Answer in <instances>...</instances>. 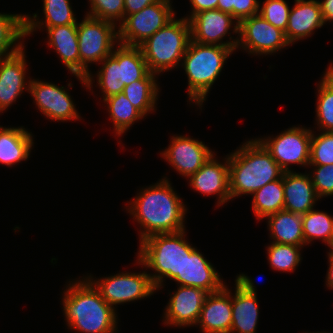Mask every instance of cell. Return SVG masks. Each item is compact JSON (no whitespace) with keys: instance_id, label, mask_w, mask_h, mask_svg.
Returning <instances> with one entry per match:
<instances>
[{"instance_id":"1","label":"cell","mask_w":333,"mask_h":333,"mask_svg":"<svg viewBox=\"0 0 333 333\" xmlns=\"http://www.w3.org/2000/svg\"><path fill=\"white\" fill-rule=\"evenodd\" d=\"M169 173L150 185L137 186L136 194L123 202L122 211L132 220L137 243L154 234L174 233L187 229L189 203L175 189ZM186 201V202H185ZM188 205V206H187Z\"/></svg>"},{"instance_id":"2","label":"cell","mask_w":333,"mask_h":333,"mask_svg":"<svg viewBox=\"0 0 333 333\" xmlns=\"http://www.w3.org/2000/svg\"><path fill=\"white\" fill-rule=\"evenodd\" d=\"M61 288L59 304L65 330L70 333H122L120 314L104 301L83 274L70 276Z\"/></svg>"},{"instance_id":"3","label":"cell","mask_w":333,"mask_h":333,"mask_svg":"<svg viewBox=\"0 0 333 333\" xmlns=\"http://www.w3.org/2000/svg\"><path fill=\"white\" fill-rule=\"evenodd\" d=\"M235 54L237 53L230 47L203 45L190 40L178 69L183 70L184 79H187L186 107L192 108V111L195 110L201 116L211 91L226 69L228 59Z\"/></svg>"},{"instance_id":"4","label":"cell","mask_w":333,"mask_h":333,"mask_svg":"<svg viewBox=\"0 0 333 333\" xmlns=\"http://www.w3.org/2000/svg\"><path fill=\"white\" fill-rule=\"evenodd\" d=\"M228 152L231 202L250 197L267 183L280 179L284 171L255 137L246 138Z\"/></svg>"},{"instance_id":"5","label":"cell","mask_w":333,"mask_h":333,"mask_svg":"<svg viewBox=\"0 0 333 333\" xmlns=\"http://www.w3.org/2000/svg\"><path fill=\"white\" fill-rule=\"evenodd\" d=\"M187 231L154 234L138 243L134 256L145 266L157 290L170 285L176 277H183L186 252L197 248L189 241Z\"/></svg>"},{"instance_id":"6","label":"cell","mask_w":333,"mask_h":333,"mask_svg":"<svg viewBox=\"0 0 333 333\" xmlns=\"http://www.w3.org/2000/svg\"><path fill=\"white\" fill-rule=\"evenodd\" d=\"M95 69L85 79L87 95H92L97 105L105 98L123 92L126 85L143 79L150 72L140 47L120 43Z\"/></svg>"},{"instance_id":"7","label":"cell","mask_w":333,"mask_h":333,"mask_svg":"<svg viewBox=\"0 0 333 333\" xmlns=\"http://www.w3.org/2000/svg\"><path fill=\"white\" fill-rule=\"evenodd\" d=\"M37 76L31 77L29 84V95L28 97L32 100L33 108L35 107L36 112L44 117L45 121L48 120L50 123L65 124V123H84L85 117L82 112L79 111L78 102L75 101L71 92L74 88V81L78 82L83 91L87 93L86 79L81 76L66 74L65 77L67 84H58L55 81L36 78ZM73 77V78H72ZM70 78V79H69ZM74 80V81H73Z\"/></svg>"},{"instance_id":"8","label":"cell","mask_w":333,"mask_h":333,"mask_svg":"<svg viewBox=\"0 0 333 333\" xmlns=\"http://www.w3.org/2000/svg\"><path fill=\"white\" fill-rule=\"evenodd\" d=\"M132 261L134 262L131 265L128 264L127 267L124 266L122 271L118 270L108 275L95 276L97 274L92 271H87L84 274L99 290L104 301L117 313L121 312L118 311L119 307L122 308L127 304L130 305L146 299L151 300L152 296L158 295L156 286L142 262L136 256Z\"/></svg>"},{"instance_id":"9","label":"cell","mask_w":333,"mask_h":333,"mask_svg":"<svg viewBox=\"0 0 333 333\" xmlns=\"http://www.w3.org/2000/svg\"><path fill=\"white\" fill-rule=\"evenodd\" d=\"M190 40L189 21L178 15L139 47L149 71L161 77L178 71Z\"/></svg>"},{"instance_id":"10","label":"cell","mask_w":333,"mask_h":333,"mask_svg":"<svg viewBox=\"0 0 333 333\" xmlns=\"http://www.w3.org/2000/svg\"><path fill=\"white\" fill-rule=\"evenodd\" d=\"M82 15L83 18L77 22V36L80 76L85 78L93 67L112 54L119 41L118 26L115 23Z\"/></svg>"},{"instance_id":"11","label":"cell","mask_w":333,"mask_h":333,"mask_svg":"<svg viewBox=\"0 0 333 333\" xmlns=\"http://www.w3.org/2000/svg\"><path fill=\"white\" fill-rule=\"evenodd\" d=\"M272 133L255 137L270 152L281 169L284 172H294L297 171L296 168L307 171L312 137L310 126L298 123L282 129L276 134Z\"/></svg>"},{"instance_id":"12","label":"cell","mask_w":333,"mask_h":333,"mask_svg":"<svg viewBox=\"0 0 333 333\" xmlns=\"http://www.w3.org/2000/svg\"><path fill=\"white\" fill-rule=\"evenodd\" d=\"M292 46L287 41L284 31L274 27L259 14L242 20L238 29V45L235 52L256 59L282 53Z\"/></svg>"},{"instance_id":"13","label":"cell","mask_w":333,"mask_h":333,"mask_svg":"<svg viewBox=\"0 0 333 333\" xmlns=\"http://www.w3.org/2000/svg\"><path fill=\"white\" fill-rule=\"evenodd\" d=\"M168 145L159 148L158 158L166 162L169 170H173L184 181L195 174L205 162L217 152L203 139L193 137L189 133H169ZM171 168V169H170Z\"/></svg>"},{"instance_id":"14","label":"cell","mask_w":333,"mask_h":333,"mask_svg":"<svg viewBox=\"0 0 333 333\" xmlns=\"http://www.w3.org/2000/svg\"><path fill=\"white\" fill-rule=\"evenodd\" d=\"M173 1L159 0L137 13L126 16L118 25L119 43L139 47L179 14Z\"/></svg>"},{"instance_id":"15","label":"cell","mask_w":333,"mask_h":333,"mask_svg":"<svg viewBox=\"0 0 333 333\" xmlns=\"http://www.w3.org/2000/svg\"><path fill=\"white\" fill-rule=\"evenodd\" d=\"M169 286L161 287L157 294L167 290L169 298L164 304L161 314V324L163 327L174 329H194L202 310L207 291L190 286L175 285L174 289H166ZM192 327V328H191Z\"/></svg>"},{"instance_id":"16","label":"cell","mask_w":333,"mask_h":333,"mask_svg":"<svg viewBox=\"0 0 333 333\" xmlns=\"http://www.w3.org/2000/svg\"><path fill=\"white\" fill-rule=\"evenodd\" d=\"M27 44V45H26ZM14 54L0 58V115L13 109L23 96L29 95L31 61H28V43ZM28 58V59H27ZM25 94V95H24ZM12 107V108H11ZM6 112V113H5Z\"/></svg>"},{"instance_id":"17","label":"cell","mask_w":333,"mask_h":333,"mask_svg":"<svg viewBox=\"0 0 333 333\" xmlns=\"http://www.w3.org/2000/svg\"><path fill=\"white\" fill-rule=\"evenodd\" d=\"M191 40L203 45L230 47L238 45L239 23L231 14L218 9L201 11L188 19Z\"/></svg>"},{"instance_id":"18","label":"cell","mask_w":333,"mask_h":333,"mask_svg":"<svg viewBox=\"0 0 333 333\" xmlns=\"http://www.w3.org/2000/svg\"><path fill=\"white\" fill-rule=\"evenodd\" d=\"M224 155L215 152L205 164L188 179L185 180L196 194L210 198H215V209H222L231 202L229 190V161L228 153Z\"/></svg>"},{"instance_id":"19","label":"cell","mask_w":333,"mask_h":333,"mask_svg":"<svg viewBox=\"0 0 333 333\" xmlns=\"http://www.w3.org/2000/svg\"><path fill=\"white\" fill-rule=\"evenodd\" d=\"M24 33L26 43L31 40V37L36 36V34L38 35V33L45 34V38H42L46 45L45 47L57 55L56 58L59 64L65 67L68 74L80 76L77 25L54 26L51 28H24Z\"/></svg>"},{"instance_id":"20","label":"cell","mask_w":333,"mask_h":333,"mask_svg":"<svg viewBox=\"0 0 333 333\" xmlns=\"http://www.w3.org/2000/svg\"><path fill=\"white\" fill-rule=\"evenodd\" d=\"M220 271L210 261L202 249L197 247L193 252H186L183 265V277H176V285L203 289L208 293L220 291L226 284Z\"/></svg>"},{"instance_id":"21","label":"cell","mask_w":333,"mask_h":333,"mask_svg":"<svg viewBox=\"0 0 333 333\" xmlns=\"http://www.w3.org/2000/svg\"><path fill=\"white\" fill-rule=\"evenodd\" d=\"M37 135L24 125L0 124V166L7 169L19 168V165L31 159ZM36 139V140H35Z\"/></svg>"},{"instance_id":"22","label":"cell","mask_w":333,"mask_h":333,"mask_svg":"<svg viewBox=\"0 0 333 333\" xmlns=\"http://www.w3.org/2000/svg\"><path fill=\"white\" fill-rule=\"evenodd\" d=\"M98 107H102L105 111V117L108 119L104 126L110 132V136H112L117 142V147L120 148L121 152L126 151L127 145L124 142L123 137L130 133V129L134 127V124L138 122L142 124V121L146 119V117L136 109L132 103L127 99L123 92L119 94L109 96L105 98ZM110 124V125H109ZM109 129V130H108Z\"/></svg>"},{"instance_id":"23","label":"cell","mask_w":333,"mask_h":333,"mask_svg":"<svg viewBox=\"0 0 333 333\" xmlns=\"http://www.w3.org/2000/svg\"><path fill=\"white\" fill-rule=\"evenodd\" d=\"M285 36L293 47L302 41L313 39L315 32L325 28L318 0H292Z\"/></svg>"},{"instance_id":"24","label":"cell","mask_w":333,"mask_h":333,"mask_svg":"<svg viewBox=\"0 0 333 333\" xmlns=\"http://www.w3.org/2000/svg\"><path fill=\"white\" fill-rule=\"evenodd\" d=\"M231 286L209 293L202 305L199 320L195 326L199 333H230L232 326Z\"/></svg>"},{"instance_id":"25","label":"cell","mask_w":333,"mask_h":333,"mask_svg":"<svg viewBox=\"0 0 333 333\" xmlns=\"http://www.w3.org/2000/svg\"><path fill=\"white\" fill-rule=\"evenodd\" d=\"M283 190L286 211L305 214L322 203L307 171L284 172Z\"/></svg>"},{"instance_id":"26","label":"cell","mask_w":333,"mask_h":333,"mask_svg":"<svg viewBox=\"0 0 333 333\" xmlns=\"http://www.w3.org/2000/svg\"><path fill=\"white\" fill-rule=\"evenodd\" d=\"M41 10L24 12V28H51L54 26L77 25L78 10L72 0H41Z\"/></svg>"},{"instance_id":"27","label":"cell","mask_w":333,"mask_h":333,"mask_svg":"<svg viewBox=\"0 0 333 333\" xmlns=\"http://www.w3.org/2000/svg\"><path fill=\"white\" fill-rule=\"evenodd\" d=\"M232 302V326L230 333H257L260 320L259 295L243 291L230 282Z\"/></svg>"},{"instance_id":"28","label":"cell","mask_w":333,"mask_h":333,"mask_svg":"<svg viewBox=\"0 0 333 333\" xmlns=\"http://www.w3.org/2000/svg\"><path fill=\"white\" fill-rule=\"evenodd\" d=\"M160 77L149 72L143 79L133 81L124 87L123 93L146 118L157 114L160 97H162V86Z\"/></svg>"},{"instance_id":"29","label":"cell","mask_w":333,"mask_h":333,"mask_svg":"<svg viewBox=\"0 0 333 333\" xmlns=\"http://www.w3.org/2000/svg\"><path fill=\"white\" fill-rule=\"evenodd\" d=\"M264 220L269 242L305 246L302 214L281 210L268 215Z\"/></svg>"},{"instance_id":"30","label":"cell","mask_w":333,"mask_h":333,"mask_svg":"<svg viewBox=\"0 0 333 333\" xmlns=\"http://www.w3.org/2000/svg\"><path fill=\"white\" fill-rule=\"evenodd\" d=\"M316 81L314 93L315 118L312 130L333 132V69L327 64Z\"/></svg>"},{"instance_id":"31","label":"cell","mask_w":333,"mask_h":333,"mask_svg":"<svg viewBox=\"0 0 333 333\" xmlns=\"http://www.w3.org/2000/svg\"><path fill=\"white\" fill-rule=\"evenodd\" d=\"M250 198V208L257 223L263 222L268 215L284 210L283 176L267 183Z\"/></svg>"},{"instance_id":"32","label":"cell","mask_w":333,"mask_h":333,"mask_svg":"<svg viewBox=\"0 0 333 333\" xmlns=\"http://www.w3.org/2000/svg\"><path fill=\"white\" fill-rule=\"evenodd\" d=\"M0 11V58L14 54L26 44L24 11Z\"/></svg>"},{"instance_id":"33","label":"cell","mask_w":333,"mask_h":333,"mask_svg":"<svg viewBox=\"0 0 333 333\" xmlns=\"http://www.w3.org/2000/svg\"><path fill=\"white\" fill-rule=\"evenodd\" d=\"M264 248L266 264L269 265L270 271L294 274L296 270L300 269L299 266L303 262V250L306 247L269 242L264 244Z\"/></svg>"},{"instance_id":"34","label":"cell","mask_w":333,"mask_h":333,"mask_svg":"<svg viewBox=\"0 0 333 333\" xmlns=\"http://www.w3.org/2000/svg\"><path fill=\"white\" fill-rule=\"evenodd\" d=\"M318 206L302 214V229L305 247L320 242L327 247L333 236V215Z\"/></svg>"},{"instance_id":"35","label":"cell","mask_w":333,"mask_h":333,"mask_svg":"<svg viewBox=\"0 0 333 333\" xmlns=\"http://www.w3.org/2000/svg\"><path fill=\"white\" fill-rule=\"evenodd\" d=\"M83 12L93 18L107 20L117 26L124 20V0H86Z\"/></svg>"},{"instance_id":"36","label":"cell","mask_w":333,"mask_h":333,"mask_svg":"<svg viewBox=\"0 0 333 333\" xmlns=\"http://www.w3.org/2000/svg\"><path fill=\"white\" fill-rule=\"evenodd\" d=\"M333 165V132L312 130L309 165Z\"/></svg>"},{"instance_id":"37","label":"cell","mask_w":333,"mask_h":333,"mask_svg":"<svg viewBox=\"0 0 333 333\" xmlns=\"http://www.w3.org/2000/svg\"><path fill=\"white\" fill-rule=\"evenodd\" d=\"M291 5L289 0H260L259 15L274 27L285 32Z\"/></svg>"},{"instance_id":"38","label":"cell","mask_w":333,"mask_h":333,"mask_svg":"<svg viewBox=\"0 0 333 333\" xmlns=\"http://www.w3.org/2000/svg\"><path fill=\"white\" fill-rule=\"evenodd\" d=\"M309 173L315 191L321 200L333 197V165H309Z\"/></svg>"},{"instance_id":"39","label":"cell","mask_w":333,"mask_h":333,"mask_svg":"<svg viewBox=\"0 0 333 333\" xmlns=\"http://www.w3.org/2000/svg\"><path fill=\"white\" fill-rule=\"evenodd\" d=\"M260 0H234V19L242 20L259 14Z\"/></svg>"},{"instance_id":"40","label":"cell","mask_w":333,"mask_h":333,"mask_svg":"<svg viewBox=\"0 0 333 333\" xmlns=\"http://www.w3.org/2000/svg\"><path fill=\"white\" fill-rule=\"evenodd\" d=\"M249 274L245 273V272H239V274L237 273L236 276H234V283L240 287L243 291L251 293V294H257L260 295L258 292V285H257V280L261 279L262 276H260V278L256 279L252 276H248ZM265 281V280H264Z\"/></svg>"},{"instance_id":"41","label":"cell","mask_w":333,"mask_h":333,"mask_svg":"<svg viewBox=\"0 0 333 333\" xmlns=\"http://www.w3.org/2000/svg\"><path fill=\"white\" fill-rule=\"evenodd\" d=\"M188 2L190 8H188L187 14L182 16L187 20L201 11L214 10L218 7V0H188Z\"/></svg>"},{"instance_id":"42","label":"cell","mask_w":333,"mask_h":333,"mask_svg":"<svg viewBox=\"0 0 333 333\" xmlns=\"http://www.w3.org/2000/svg\"><path fill=\"white\" fill-rule=\"evenodd\" d=\"M158 1L159 0H124V18Z\"/></svg>"},{"instance_id":"43","label":"cell","mask_w":333,"mask_h":333,"mask_svg":"<svg viewBox=\"0 0 333 333\" xmlns=\"http://www.w3.org/2000/svg\"><path fill=\"white\" fill-rule=\"evenodd\" d=\"M325 26L333 27V0H318Z\"/></svg>"},{"instance_id":"44","label":"cell","mask_w":333,"mask_h":333,"mask_svg":"<svg viewBox=\"0 0 333 333\" xmlns=\"http://www.w3.org/2000/svg\"><path fill=\"white\" fill-rule=\"evenodd\" d=\"M326 263H327V269L325 274L324 287L329 290L333 291V252H326Z\"/></svg>"},{"instance_id":"45","label":"cell","mask_w":333,"mask_h":333,"mask_svg":"<svg viewBox=\"0 0 333 333\" xmlns=\"http://www.w3.org/2000/svg\"><path fill=\"white\" fill-rule=\"evenodd\" d=\"M218 10L231 14L234 18V0H218Z\"/></svg>"},{"instance_id":"46","label":"cell","mask_w":333,"mask_h":333,"mask_svg":"<svg viewBox=\"0 0 333 333\" xmlns=\"http://www.w3.org/2000/svg\"><path fill=\"white\" fill-rule=\"evenodd\" d=\"M301 333H333V331H329V329H323V330H314V331H310V330H307V331H303Z\"/></svg>"},{"instance_id":"47","label":"cell","mask_w":333,"mask_h":333,"mask_svg":"<svg viewBox=\"0 0 333 333\" xmlns=\"http://www.w3.org/2000/svg\"><path fill=\"white\" fill-rule=\"evenodd\" d=\"M327 249V250H326ZM326 252H333V236L329 245L325 248Z\"/></svg>"},{"instance_id":"48","label":"cell","mask_w":333,"mask_h":333,"mask_svg":"<svg viewBox=\"0 0 333 333\" xmlns=\"http://www.w3.org/2000/svg\"><path fill=\"white\" fill-rule=\"evenodd\" d=\"M328 65L333 69V60H329Z\"/></svg>"}]
</instances>
